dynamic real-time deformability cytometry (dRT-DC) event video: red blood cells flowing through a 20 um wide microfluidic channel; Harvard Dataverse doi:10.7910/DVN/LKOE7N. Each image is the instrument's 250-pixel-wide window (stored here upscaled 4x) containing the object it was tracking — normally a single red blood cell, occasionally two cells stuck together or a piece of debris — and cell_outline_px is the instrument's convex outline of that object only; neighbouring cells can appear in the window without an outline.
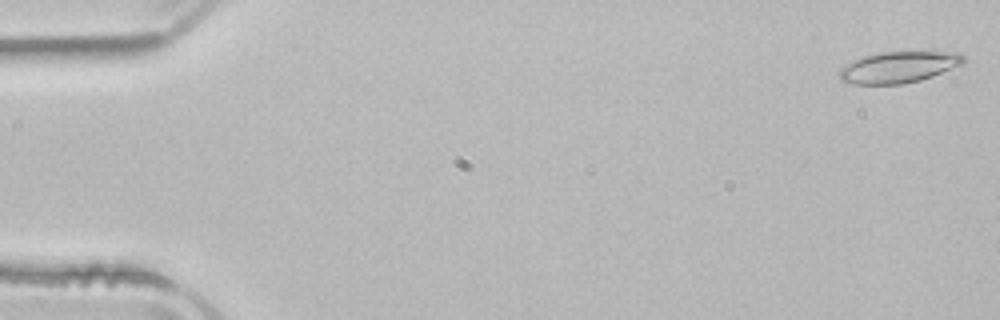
{"species": "common noctule bat (a hibernating species)", "species_latin": "Nyctalus noctula", "temperature_condition": "room temperature", "stored_images_in_passage": 43, "camera_frame_rate_fps": 3000, "um_per_image_px": 0.085, "animal": {"sex": "male", "body_mass_g": 21.5, "forearm_length_mm": 52.0}, "frame": {"image": 1, "passage_image": 1, "time_ms": 0.0, "image_size_px": [1000, 320], "cell_outline_px": [[968, 60], [964, 64], [932, 76], [920, 80], [904, 84], [852, 84], [840, 80], [840, 68], [844, 64], [852, 60], [876, 52], [920, 48], [932, 48], [960, 52]], "centroid_in_image_um": [76.51, 5.62], "position_along_channel_um": 8.5, "area_um2": 24.28}}
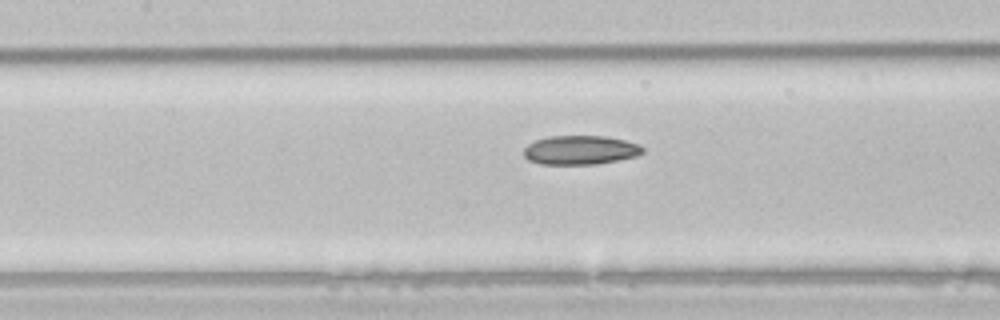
{"frame": {"image": 2, "passage_image": 23, "time_ms": 7.333, "image_size_px": [1000, 320], "cell_outline_px": [[644, 152], [636, 156], [596, 164], [540, 164], [528, 160], [524, 156], [524, 148], [528, 144], [536, 140], [548, 136], [608, 136], [640, 144], [644, 148]], "centroid_in_image_um": [49.33, 12.75], "position_along_channel_um": 158.1, "area_um2": 20.17}}
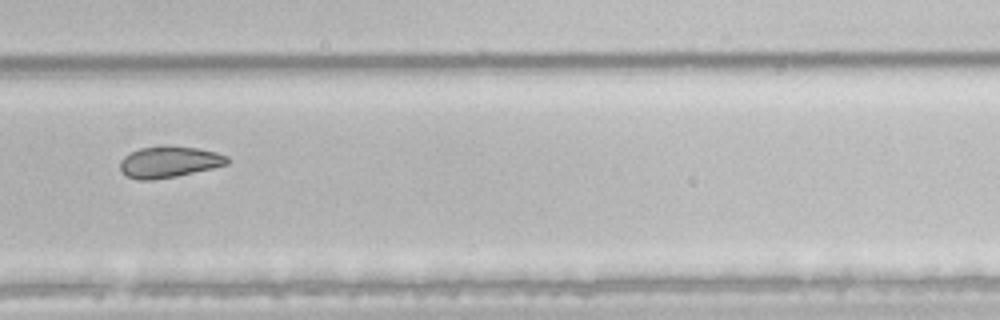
{"frame": {"image": 3, "passage_image": 35, "time_ms": 11.333, "image_size_px": [1000, 320], "cell_outline_px": [[232, 160], [228, 164], [212, 168], [176, 176], [152, 180], [136, 180], [128, 176], [120, 168], [120, 160], [124, 156], [140, 148], [168, 144], [196, 148], [216, 152], [228, 156]], "centroid_in_image_um": [14.4, 13.75], "position_along_channel_um": 315.4, "area_um2": 19.71}}